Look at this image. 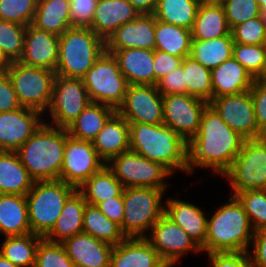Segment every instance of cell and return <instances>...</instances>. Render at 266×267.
<instances>
[{"instance_id": "cell-1", "label": "cell", "mask_w": 266, "mask_h": 267, "mask_svg": "<svg viewBox=\"0 0 266 267\" xmlns=\"http://www.w3.org/2000/svg\"><path fill=\"white\" fill-rule=\"evenodd\" d=\"M244 140L209 104L202 114L199 131L187 143L188 174L193 173L195 167H204L224 175L241 151Z\"/></svg>"}, {"instance_id": "cell-2", "label": "cell", "mask_w": 266, "mask_h": 267, "mask_svg": "<svg viewBox=\"0 0 266 267\" xmlns=\"http://www.w3.org/2000/svg\"><path fill=\"white\" fill-rule=\"evenodd\" d=\"M130 150L160 163L171 174H188L187 142L165 124L129 123Z\"/></svg>"}, {"instance_id": "cell-3", "label": "cell", "mask_w": 266, "mask_h": 267, "mask_svg": "<svg viewBox=\"0 0 266 267\" xmlns=\"http://www.w3.org/2000/svg\"><path fill=\"white\" fill-rule=\"evenodd\" d=\"M66 146V129L43 123L16 152L34 181L60 179Z\"/></svg>"}, {"instance_id": "cell-4", "label": "cell", "mask_w": 266, "mask_h": 267, "mask_svg": "<svg viewBox=\"0 0 266 267\" xmlns=\"http://www.w3.org/2000/svg\"><path fill=\"white\" fill-rule=\"evenodd\" d=\"M220 205L207 221L205 252H248L254 233L248 215L235 196Z\"/></svg>"}, {"instance_id": "cell-5", "label": "cell", "mask_w": 266, "mask_h": 267, "mask_svg": "<svg viewBox=\"0 0 266 267\" xmlns=\"http://www.w3.org/2000/svg\"><path fill=\"white\" fill-rule=\"evenodd\" d=\"M105 51V40L91 28L70 27L59 35L55 73L66 78H82Z\"/></svg>"}, {"instance_id": "cell-6", "label": "cell", "mask_w": 266, "mask_h": 267, "mask_svg": "<svg viewBox=\"0 0 266 267\" xmlns=\"http://www.w3.org/2000/svg\"><path fill=\"white\" fill-rule=\"evenodd\" d=\"M77 189L63 181H35L26 194L31 233L44 237Z\"/></svg>"}, {"instance_id": "cell-7", "label": "cell", "mask_w": 266, "mask_h": 267, "mask_svg": "<svg viewBox=\"0 0 266 267\" xmlns=\"http://www.w3.org/2000/svg\"><path fill=\"white\" fill-rule=\"evenodd\" d=\"M165 189L127 187L123 190L122 233L126 238H145L147 231L165 212Z\"/></svg>"}, {"instance_id": "cell-8", "label": "cell", "mask_w": 266, "mask_h": 267, "mask_svg": "<svg viewBox=\"0 0 266 267\" xmlns=\"http://www.w3.org/2000/svg\"><path fill=\"white\" fill-rule=\"evenodd\" d=\"M81 79L91 102L116 111L123 103L128 83L113 54L105 51Z\"/></svg>"}, {"instance_id": "cell-9", "label": "cell", "mask_w": 266, "mask_h": 267, "mask_svg": "<svg viewBox=\"0 0 266 267\" xmlns=\"http://www.w3.org/2000/svg\"><path fill=\"white\" fill-rule=\"evenodd\" d=\"M14 91L23 107L46 112L50 102L56 73L54 71L26 66L19 61L10 63L7 70Z\"/></svg>"}, {"instance_id": "cell-10", "label": "cell", "mask_w": 266, "mask_h": 267, "mask_svg": "<svg viewBox=\"0 0 266 267\" xmlns=\"http://www.w3.org/2000/svg\"><path fill=\"white\" fill-rule=\"evenodd\" d=\"M106 165L113 171L124 188L167 189L165 178L172 175L160 163L144 158L132 150L113 157Z\"/></svg>"}, {"instance_id": "cell-11", "label": "cell", "mask_w": 266, "mask_h": 267, "mask_svg": "<svg viewBox=\"0 0 266 267\" xmlns=\"http://www.w3.org/2000/svg\"><path fill=\"white\" fill-rule=\"evenodd\" d=\"M233 194L245 190H266V146L257 139L244 140L231 168L223 175Z\"/></svg>"}, {"instance_id": "cell-12", "label": "cell", "mask_w": 266, "mask_h": 267, "mask_svg": "<svg viewBox=\"0 0 266 267\" xmlns=\"http://www.w3.org/2000/svg\"><path fill=\"white\" fill-rule=\"evenodd\" d=\"M91 102L81 78L55 76L47 110L51 126L66 129Z\"/></svg>"}, {"instance_id": "cell-13", "label": "cell", "mask_w": 266, "mask_h": 267, "mask_svg": "<svg viewBox=\"0 0 266 267\" xmlns=\"http://www.w3.org/2000/svg\"><path fill=\"white\" fill-rule=\"evenodd\" d=\"M208 105V102L188 94L165 95L163 124L188 143L199 131L202 114Z\"/></svg>"}, {"instance_id": "cell-14", "label": "cell", "mask_w": 266, "mask_h": 267, "mask_svg": "<svg viewBox=\"0 0 266 267\" xmlns=\"http://www.w3.org/2000/svg\"><path fill=\"white\" fill-rule=\"evenodd\" d=\"M104 165L106 163L98 156L91 141L72 138L66 129V146L60 181L78 189Z\"/></svg>"}, {"instance_id": "cell-15", "label": "cell", "mask_w": 266, "mask_h": 267, "mask_svg": "<svg viewBox=\"0 0 266 267\" xmlns=\"http://www.w3.org/2000/svg\"><path fill=\"white\" fill-rule=\"evenodd\" d=\"M145 239L169 267H175L179 259L190 251L202 252L194 240L165 214L151 227L150 236Z\"/></svg>"}, {"instance_id": "cell-16", "label": "cell", "mask_w": 266, "mask_h": 267, "mask_svg": "<svg viewBox=\"0 0 266 267\" xmlns=\"http://www.w3.org/2000/svg\"><path fill=\"white\" fill-rule=\"evenodd\" d=\"M117 112L128 123H163V95L155 85H128Z\"/></svg>"}, {"instance_id": "cell-17", "label": "cell", "mask_w": 266, "mask_h": 267, "mask_svg": "<svg viewBox=\"0 0 266 267\" xmlns=\"http://www.w3.org/2000/svg\"><path fill=\"white\" fill-rule=\"evenodd\" d=\"M209 104L245 140L257 138L259 129L250 91L220 96L212 99Z\"/></svg>"}, {"instance_id": "cell-18", "label": "cell", "mask_w": 266, "mask_h": 267, "mask_svg": "<svg viewBox=\"0 0 266 267\" xmlns=\"http://www.w3.org/2000/svg\"><path fill=\"white\" fill-rule=\"evenodd\" d=\"M42 112L21 107L0 113V151L17 152L44 123Z\"/></svg>"}, {"instance_id": "cell-19", "label": "cell", "mask_w": 266, "mask_h": 267, "mask_svg": "<svg viewBox=\"0 0 266 267\" xmlns=\"http://www.w3.org/2000/svg\"><path fill=\"white\" fill-rule=\"evenodd\" d=\"M59 35L26 26L24 51L19 62L32 67L56 71L58 62Z\"/></svg>"}, {"instance_id": "cell-20", "label": "cell", "mask_w": 266, "mask_h": 267, "mask_svg": "<svg viewBox=\"0 0 266 267\" xmlns=\"http://www.w3.org/2000/svg\"><path fill=\"white\" fill-rule=\"evenodd\" d=\"M155 22L153 14H140L133 21L122 24L105 41L106 50H155Z\"/></svg>"}, {"instance_id": "cell-21", "label": "cell", "mask_w": 266, "mask_h": 267, "mask_svg": "<svg viewBox=\"0 0 266 267\" xmlns=\"http://www.w3.org/2000/svg\"><path fill=\"white\" fill-rule=\"evenodd\" d=\"M62 245L76 267H110L113 246L89 234H76Z\"/></svg>"}, {"instance_id": "cell-22", "label": "cell", "mask_w": 266, "mask_h": 267, "mask_svg": "<svg viewBox=\"0 0 266 267\" xmlns=\"http://www.w3.org/2000/svg\"><path fill=\"white\" fill-rule=\"evenodd\" d=\"M110 267H169L145 238H126L113 246Z\"/></svg>"}, {"instance_id": "cell-23", "label": "cell", "mask_w": 266, "mask_h": 267, "mask_svg": "<svg viewBox=\"0 0 266 267\" xmlns=\"http://www.w3.org/2000/svg\"><path fill=\"white\" fill-rule=\"evenodd\" d=\"M164 214L180 226L205 252L207 221L200 207L180 199L167 198Z\"/></svg>"}, {"instance_id": "cell-24", "label": "cell", "mask_w": 266, "mask_h": 267, "mask_svg": "<svg viewBox=\"0 0 266 267\" xmlns=\"http://www.w3.org/2000/svg\"><path fill=\"white\" fill-rule=\"evenodd\" d=\"M139 15L128 0H98L91 29L106 41L122 24L133 21Z\"/></svg>"}, {"instance_id": "cell-25", "label": "cell", "mask_w": 266, "mask_h": 267, "mask_svg": "<svg viewBox=\"0 0 266 267\" xmlns=\"http://www.w3.org/2000/svg\"><path fill=\"white\" fill-rule=\"evenodd\" d=\"M106 52L117 59L128 85H154V50L130 48Z\"/></svg>"}, {"instance_id": "cell-26", "label": "cell", "mask_w": 266, "mask_h": 267, "mask_svg": "<svg viewBox=\"0 0 266 267\" xmlns=\"http://www.w3.org/2000/svg\"><path fill=\"white\" fill-rule=\"evenodd\" d=\"M98 156L107 164L130 150L129 123L116 111L92 141Z\"/></svg>"}, {"instance_id": "cell-27", "label": "cell", "mask_w": 266, "mask_h": 267, "mask_svg": "<svg viewBox=\"0 0 266 267\" xmlns=\"http://www.w3.org/2000/svg\"><path fill=\"white\" fill-rule=\"evenodd\" d=\"M254 78L233 57L211 70L212 99L250 91Z\"/></svg>"}, {"instance_id": "cell-28", "label": "cell", "mask_w": 266, "mask_h": 267, "mask_svg": "<svg viewBox=\"0 0 266 267\" xmlns=\"http://www.w3.org/2000/svg\"><path fill=\"white\" fill-rule=\"evenodd\" d=\"M87 202L76 190L64 203L63 210L53 228L43 237L51 242L62 243L67 238L83 232V214Z\"/></svg>"}, {"instance_id": "cell-29", "label": "cell", "mask_w": 266, "mask_h": 267, "mask_svg": "<svg viewBox=\"0 0 266 267\" xmlns=\"http://www.w3.org/2000/svg\"><path fill=\"white\" fill-rule=\"evenodd\" d=\"M0 233L4 237L31 233L26 195L0 194Z\"/></svg>"}, {"instance_id": "cell-30", "label": "cell", "mask_w": 266, "mask_h": 267, "mask_svg": "<svg viewBox=\"0 0 266 267\" xmlns=\"http://www.w3.org/2000/svg\"><path fill=\"white\" fill-rule=\"evenodd\" d=\"M226 15L221 4H199L191 34L192 40H210L230 34Z\"/></svg>"}, {"instance_id": "cell-31", "label": "cell", "mask_w": 266, "mask_h": 267, "mask_svg": "<svg viewBox=\"0 0 266 267\" xmlns=\"http://www.w3.org/2000/svg\"><path fill=\"white\" fill-rule=\"evenodd\" d=\"M34 182L17 153L0 151V194L26 195Z\"/></svg>"}, {"instance_id": "cell-32", "label": "cell", "mask_w": 266, "mask_h": 267, "mask_svg": "<svg viewBox=\"0 0 266 267\" xmlns=\"http://www.w3.org/2000/svg\"><path fill=\"white\" fill-rule=\"evenodd\" d=\"M115 112L116 110L110 106L90 102L66 128L68 135L78 140L92 142Z\"/></svg>"}, {"instance_id": "cell-33", "label": "cell", "mask_w": 266, "mask_h": 267, "mask_svg": "<svg viewBox=\"0 0 266 267\" xmlns=\"http://www.w3.org/2000/svg\"><path fill=\"white\" fill-rule=\"evenodd\" d=\"M123 190L124 186L107 165H104L77 189L87 204L93 206L109 198L120 196Z\"/></svg>"}, {"instance_id": "cell-34", "label": "cell", "mask_w": 266, "mask_h": 267, "mask_svg": "<svg viewBox=\"0 0 266 267\" xmlns=\"http://www.w3.org/2000/svg\"><path fill=\"white\" fill-rule=\"evenodd\" d=\"M37 29L62 35L70 26V0H38L32 23Z\"/></svg>"}, {"instance_id": "cell-35", "label": "cell", "mask_w": 266, "mask_h": 267, "mask_svg": "<svg viewBox=\"0 0 266 267\" xmlns=\"http://www.w3.org/2000/svg\"><path fill=\"white\" fill-rule=\"evenodd\" d=\"M233 46L231 33L210 40H192L189 56L212 70L233 57Z\"/></svg>"}, {"instance_id": "cell-36", "label": "cell", "mask_w": 266, "mask_h": 267, "mask_svg": "<svg viewBox=\"0 0 266 267\" xmlns=\"http://www.w3.org/2000/svg\"><path fill=\"white\" fill-rule=\"evenodd\" d=\"M155 41L156 50L182 58L190 55L192 46L190 29L156 20Z\"/></svg>"}, {"instance_id": "cell-37", "label": "cell", "mask_w": 266, "mask_h": 267, "mask_svg": "<svg viewBox=\"0 0 266 267\" xmlns=\"http://www.w3.org/2000/svg\"><path fill=\"white\" fill-rule=\"evenodd\" d=\"M83 233L115 246L126 239L121 227L108 219L97 206L86 204L83 214Z\"/></svg>"}, {"instance_id": "cell-38", "label": "cell", "mask_w": 266, "mask_h": 267, "mask_svg": "<svg viewBox=\"0 0 266 267\" xmlns=\"http://www.w3.org/2000/svg\"><path fill=\"white\" fill-rule=\"evenodd\" d=\"M201 0H158L153 13L156 20L192 29Z\"/></svg>"}, {"instance_id": "cell-39", "label": "cell", "mask_w": 266, "mask_h": 267, "mask_svg": "<svg viewBox=\"0 0 266 267\" xmlns=\"http://www.w3.org/2000/svg\"><path fill=\"white\" fill-rule=\"evenodd\" d=\"M42 238L33 233L7 236L0 247V254L19 267H35L36 249Z\"/></svg>"}, {"instance_id": "cell-40", "label": "cell", "mask_w": 266, "mask_h": 267, "mask_svg": "<svg viewBox=\"0 0 266 267\" xmlns=\"http://www.w3.org/2000/svg\"><path fill=\"white\" fill-rule=\"evenodd\" d=\"M182 65L185 71L186 94L209 103L213 94L211 70L191 56L183 58Z\"/></svg>"}, {"instance_id": "cell-41", "label": "cell", "mask_w": 266, "mask_h": 267, "mask_svg": "<svg viewBox=\"0 0 266 267\" xmlns=\"http://www.w3.org/2000/svg\"><path fill=\"white\" fill-rule=\"evenodd\" d=\"M26 26L0 19V50L10 62L19 61L24 51Z\"/></svg>"}, {"instance_id": "cell-42", "label": "cell", "mask_w": 266, "mask_h": 267, "mask_svg": "<svg viewBox=\"0 0 266 267\" xmlns=\"http://www.w3.org/2000/svg\"><path fill=\"white\" fill-rule=\"evenodd\" d=\"M254 231L266 228V190H245L235 195Z\"/></svg>"}, {"instance_id": "cell-43", "label": "cell", "mask_w": 266, "mask_h": 267, "mask_svg": "<svg viewBox=\"0 0 266 267\" xmlns=\"http://www.w3.org/2000/svg\"><path fill=\"white\" fill-rule=\"evenodd\" d=\"M233 58L238 61L254 79H257L264 69L266 45H243L234 43Z\"/></svg>"}, {"instance_id": "cell-44", "label": "cell", "mask_w": 266, "mask_h": 267, "mask_svg": "<svg viewBox=\"0 0 266 267\" xmlns=\"http://www.w3.org/2000/svg\"><path fill=\"white\" fill-rule=\"evenodd\" d=\"M38 0H0V19L24 26L33 23Z\"/></svg>"}, {"instance_id": "cell-45", "label": "cell", "mask_w": 266, "mask_h": 267, "mask_svg": "<svg viewBox=\"0 0 266 267\" xmlns=\"http://www.w3.org/2000/svg\"><path fill=\"white\" fill-rule=\"evenodd\" d=\"M35 267H76L62 243L42 238L36 249Z\"/></svg>"}, {"instance_id": "cell-46", "label": "cell", "mask_w": 266, "mask_h": 267, "mask_svg": "<svg viewBox=\"0 0 266 267\" xmlns=\"http://www.w3.org/2000/svg\"><path fill=\"white\" fill-rule=\"evenodd\" d=\"M234 43L243 45L266 44V28L261 16L251 18L230 30Z\"/></svg>"}, {"instance_id": "cell-47", "label": "cell", "mask_w": 266, "mask_h": 267, "mask_svg": "<svg viewBox=\"0 0 266 267\" xmlns=\"http://www.w3.org/2000/svg\"><path fill=\"white\" fill-rule=\"evenodd\" d=\"M221 5L230 29L261 14L257 0H225Z\"/></svg>"}, {"instance_id": "cell-48", "label": "cell", "mask_w": 266, "mask_h": 267, "mask_svg": "<svg viewBox=\"0 0 266 267\" xmlns=\"http://www.w3.org/2000/svg\"><path fill=\"white\" fill-rule=\"evenodd\" d=\"M98 0H70V26L91 28Z\"/></svg>"}, {"instance_id": "cell-49", "label": "cell", "mask_w": 266, "mask_h": 267, "mask_svg": "<svg viewBox=\"0 0 266 267\" xmlns=\"http://www.w3.org/2000/svg\"><path fill=\"white\" fill-rule=\"evenodd\" d=\"M207 255L210 267H256L248 252H214Z\"/></svg>"}, {"instance_id": "cell-50", "label": "cell", "mask_w": 266, "mask_h": 267, "mask_svg": "<svg viewBox=\"0 0 266 267\" xmlns=\"http://www.w3.org/2000/svg\"><path fill=\"white\" fill-rule=\"evenodd\" d=\"M156 87L163 96L186 94L185 71L183 65L166 74L157 82Z\"/></svg>"}, {"instance_id": "cell-51", "label": "cell", "mask_w": 266, "mask_h": 267, "mask_svg": "<svg viewBox=\"0 0 266 267\" xmlns=\"http://www.w3.org/2000/svg\"><path fill=\"white\" fill-rule=\"evenodd\" d=\"M183 58L164 51L154 50V85L166 74L182 65Z\"/></svg>"}, {"instance_id": "cell-52", "label": "cell", "mask_w": 266, "mask_h": 267, "mask_svg": "<svg viewBox=\"0 0 266 267\" xmlns=\"http://www.w3.org/2000/svg\"><path fill=\"white\" fill-rule=\"evenodd\" d=\"M258 129L266 125V83L254 79L250 89Z\"/></svg>"}, {"instance_id": "cell-53", "label": "cell", "mask_w": 266, "mask_h": 267, "mask_svg": "<svg viewBox=\"0 0 266 267\" xmlns=\"http://www.w3.org/2000/svg\"><path fill=\"white\" fill-rule=\"evenodd\" d=\"M13 84L7 73L0 74V113L21 108Z\"/></svg>"}, {"instance_id": "cell-54", "label": "cell", "mask_w": 266, "mask_h": 267, "mask_svg": "<svg viewBox=\"0 0 266 267\" xmlns=\"http://www.w3.org/2000/svg\"><path fill=\"white\" fill-rule=\"evenodd\" d=\"M97 207L108 219L119 224L122 230L124 215L123 193L120 196L112 197L100 202Z\"/></svg>"}, {"instance_id": "cell-55", "label": "cell", "mask_w": 266, "mask_h": 267, "mask_svg": "<svg viewBox=\"0 0 266 267\" xmlns=\"http://www.w3.org/2000/svg\"><path fill=\"white\" fill-rule=\"evenodd\" d=\"M249 257L256 267H266V228L255 231ZM252 253V255H251Z\"/></svg>"}, {"instance_id": "cell-56", "label": "cell", "mask_w": 266, "mask_h": 267, "mask_svg": "<svg viewBox=\"0 0 266 267\" xmlns=\"http://www.w3.org/2000/svg\"><path fill=\"white\" fill-rule=\"evenodd\" d=\"M140 14H153L158 0H128Z\"/></svg>"}, {"instance_id": "cell-57", "label": "cell", "mask_w": 266, "mask_h": 267, "mask_svg": "<svg viewBox=\"0 0 266 267\" xmlns=\"http://www.w3.org/2000/svg\"><path fill=\"white\" fill-rule=\"evenodd\" d=\"M10 63L8 58L0 50V74L7 73Z\"/></svg>"}, {"instance_id": "cell-58", "label": "cell", "mask_w": 266, "mask_h": 267, "mask_svg": "<svg viewBox=\"0 0 266 267\" xmlns=\"http://www.w3.org/2000/svg\"><path fill=\"white\" fill-rule=\"evenodd\" d=\"M262 145L266 146V125L259 129L258 136L256 138Z\"/></svg>"}, {"instance_id": "cell-59", "label": "cell", "mask_w": 266, "mask_h": 267, "mask_svg": "<svg viewBox=\"0 0 266 267\" xmlns=\"http://www.w3.org/2000/svg\"><path fill=\"white\" fill-rule=\"evenodd\" d=\"M0 267H19L11 263L8 259H6L2 254H0Z\"/></svg>"}, {"instance_id": "cell-60", "label": "cell", "mask_w": 266, "mask_h": 267, "mask_svg": "<svg viewBox=\"0 0 266 267\" xmlns=\"http://www.w3.org/2000/svg\"><path fill=\"white\" fill-rule=\"evenodd\" d=\"M257 79L266 83V60H265L264 69H263L261 75Z\"/></svg>"}, {"instance_id": "cell-61", "label": "cell", "mask_w": 266, "mask_h": 267, "mask_svg": "<svg viewBox=\"0 0 266 267\" xmlns=\"http://www.w3.org/2000/svg\"><path fill=\"white\" fill-rule=\"evenodd\" d=\"M201 1L206 3L222 4L225 0H201Z\"/></svg>"}, {"instance_id": "cell-62", "label": "cell", "mask_w": 266, "mask_h": 267, "mask_svg": "<svg viewBox=\"0 0 266 267\" xmlns=\"http://www.w3.org/2000/svg\"><path fill=\"white\" fill-rule=\"evenodd\" d=\"M261 19H262V22L264 23V26L266 28V10H261Z\"/></svg>"}, {"instance_id": "cell-63", "label": "cell", "mask_w": 266, "mask_h": 267, "mask_svg": "<svg viewBox=\"0 0 266 267\" xmlns=\"http://www.w3.org/2000/svg\"><path fill=\"white\" fill-rule=\"evenodd\" d=\"M261 10H266V0H257Z\"/></svg>"}]
</instances>
